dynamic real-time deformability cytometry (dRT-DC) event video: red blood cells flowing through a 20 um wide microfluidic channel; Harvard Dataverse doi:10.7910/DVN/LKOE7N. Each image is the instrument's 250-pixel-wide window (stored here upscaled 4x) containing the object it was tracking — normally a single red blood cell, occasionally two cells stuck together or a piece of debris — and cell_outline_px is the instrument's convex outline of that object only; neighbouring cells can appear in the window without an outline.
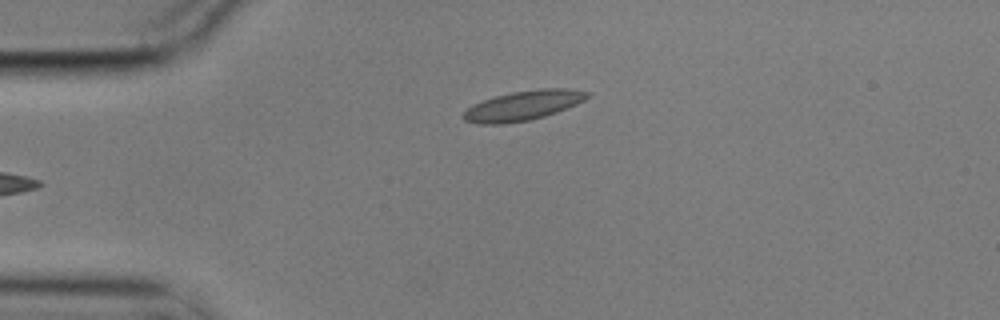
{"species": "common noctule bat (a hibernating species)", "species_latin": "Nyctalus noctula", "temperature_condition": "cold", "stored_images_in_passage": 6, "camera_frame_rate_fps": 3000, "um_per_image_px": 0.085, "animal": {"sex": "male", "body_mass_g": 17.9}, "frame": {"image": 1, "passage_image": 6, "time_ms": 1.667, "image_size_px": [1000, 320], "cell_outline_px": [[588, 96], [584, 100], [576, 104], [556, 112], [544, 116], [528, 120], [504, 124], [476, 124], [464, 120], [460, 116], [472, 104], [496, 96], [512, 92], [540, 88], [568, 88], [588, 92]], "centroid_in_image_um": [44.42, 8.97], "position_along_channel_um": 40.6, "area_um2": 21.33}}